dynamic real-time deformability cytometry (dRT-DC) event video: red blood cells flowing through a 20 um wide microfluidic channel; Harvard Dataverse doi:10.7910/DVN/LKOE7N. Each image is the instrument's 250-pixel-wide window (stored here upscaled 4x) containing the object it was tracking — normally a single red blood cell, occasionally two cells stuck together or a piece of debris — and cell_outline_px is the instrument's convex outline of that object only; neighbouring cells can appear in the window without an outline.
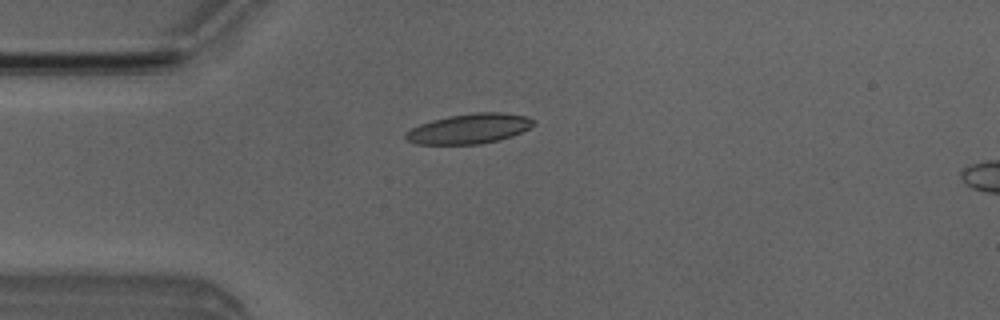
{"species": "Egyptian fruit bat (a non-hibernating species)", "species_latin": "Rousettus aegyptiacus", "temperature_condition": "room temperature", "stored_images_in_passage": 2, "camera_frame_rate_fps": 3000, "um_per_image_px": 0.085, "animal": {"sex": "male"}, "frame": {"image": 1, "passage_image": 1, "time_ms": 0.0, "image_size_px": [1000, 320], "cell_outline_px": [[536, 124], [512, 136], [500, 140], [480, 144], [416, 144], [408, 140], [404, 136], [404, 132], [420, 124], [432, 120], [448, 116], [476, 112], [500, 112], [528, 116], [536, 120]], "centroid_in_image_um": [39.91, 10.93], "position_along_channel_um": 45.1, "area_um2": 22.43}}